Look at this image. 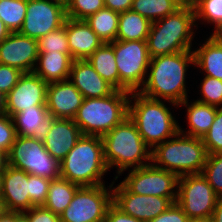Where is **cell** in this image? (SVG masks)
I'll list each match as a JSON object with an SVG mask.
<instances>
[{
  "mask_svg": "<svg viewBox=\"0 0 222 222\" xmlns=\"http://www.w3.org/2000/svg\"><path fill=\"white\" fill-rule=\"evenodd\" d=\"M189 64L194 65L193 51L160 55L150 59V73L139 93L152 99L168 100L179 106L187 99L185 76Z\"/></svg>",
  "mask_w": 222,
  "mask_h": 222,
  "instance_id": "cell-1",
  "label": "cell"
},
{
  "mask_svg": "<svg viewBox=\"0 0 222 222\" xmlns=\"http://www.w3.org/2000/svg\"><path fill=\"white\" fill-rule=\"evenodd\" d=\"M108 170L100 136L82 135L60 162V177L80 187L104 185Z\"/></svg>",
  "mask_w": 222,
  "mask_h": 222,
  "instance_id": "cell-2",
  "label": "cell"
},
{
  "mask_svg": "<svg viewBox=\"0 0 222 222\" xmlns=\"http://www.w3.org/2000/svg\"><path fill=\"white\" fill-rule=\"evenodd\" d=\"M195 22L192 6H181L170 15L152 22L146 39L150 58L191 51Z\"/></svg>",
  "mask_w": 222,
  "mask_h": 222,
  "instance_id": "cell-3",
  "label": "cell"
},
{
  "mask_svg": "<svg viewBox=\"0 0 222 222\" xmlns=\"http://www.w3.org/2000/svg\"><path fill=\"white\" fill-rule=\"evenodd\" d=\"M101 138L108 169L116 165L117 173L121 174L129 167L135 169L150 164L146 161H151V149L129 116Z\"/></svg>",
  "mask_w": 222,
  "mask_h": 222,
  "instance_id": "cell-4",
  "label": "cell"
},
{
  "mask_svg": "<svg viewBox=\"0 0 222 222\" xmlns=\"http://www.w3.org/2000/svg\"><path fill=\"white\" fill-rule=\"evenodd\" d=\"M207 157L208 152L201 138L178 131L174 139L165 140L152 148L150 162L157 168L183 176L201 173Z\"/></svg>",
  "mask_w": 222,
  "mask_h": 222,
  "instance_id": "cell-5",
  "label": "cell"
},
{
  "mask_svg": "<svg viewBox=\"0 0 222 222\" xmlns=\"http://www.w3.org/2000/svg\"><path fill=\"white\" fill-rule=\"evenodd\" d=\"M128 102V116L135 123L144 142L153 148L179 131V125L171 112L160 99L148 98L137 92H131ZM134 98V104L132 100Z\"/></svg>",
  "mask_w": 222,
  "mask_h": 222,
  "instance_id": "cell-6",
  "label": "cell"
},
{
  "mask_svg": "<svg viewBox=\"0 0 222 222\" xmlns=\"http://www.w3.org/2000/svg\"><path fill=\"white\" fill-rule=\"evenodd\" d=\"M131 92L115 90L111 95L100 98H84L74 122L82 135L104 136L128 116Z\"/></svg>",
  "mask_w": 222,
  "mask_h": 222,
  "instance_id": "cell-7",
  "label": "cell"
},
{
  "mask_svg": "<svg viewBox=\"0 0 222 222\" xmlns=\"http://www.w3.org/2000/svg\"><path fill=\"white\" fill-rule=\"evenodd\" d=\"M7 156L8 165L26 173L51 180L60 177V163L46 151L41 136L17 135Z\"/></svg>",
  "mask_w": 222,
  "mask_h": 222,
  "instance_id": "cell-8",
  "label": "cell"
},
{
  "mask_svg": "<svg viewBox=\"0 0 222 222\" xmlns=\"http://www.w3.org/2000/svg\"><path fill=\"white\" fill-rule=\"evenodd\" d=\"M177 188L176 203L188 218L196 222H209L218 195L202 173L179 176Z\"/></svg>",
  "mask_w": 222,
  "mask_h": 222,
  "instance_id": "cell-9",
  "label": "cell"
},
{
  "mask_svg": "<svg viewBox=\"0 0 222 222\" xmlns=\"http://www.w3.org/2000/svg\"><path fill=\"white\" fill-rule=\"evenodd\" d=\"M114 55L119 73V90L137 92L145 82L151 59L146 40H115Z\"/></svg>",
  "mask_w": 222,
  "mask_h": 222,
  "instance_id": "cell-10",
  "label": "cell"
},
{
  "mask_svg": "<svg viewBox=\"0 0 222 222\" xmlns=\"http://www.w3.org/2000/svg\"><path fill=\"white\" fill-rule=\"evenodd\" d=\"M113 203V191L104 185L81 186L69 206L60 215L61 222H105L108 207Z\"/></svg>",
  "mask_w": 222,
  "mask_h": 222,
  "instance_id": "cell-11",
  "label": "cell"
},
{
  "mask_svg": "<svg viewBox=\"0 0 222 222\" xmlns=\"http://www.w3.org/2000/svg\"><path fill=\"white\" fill-rule=\"evenodd\" d=\"M178 180L177 174L149 164L132 168L120 183L131 193L169 198L176 203L177 191L172 189L178 187Z\"/></svg>",
  "mask_w": 222,
  "mask_h": 222,
  "instance_id": "cell-12",
  "label": "cell"
},
{
  "mask_svg": "<svg viewBox=\"0 0 222 222\" xmlns=\"http://www.w3.org/2000/svg\"><path fill=\"white\" fill-rule=\"evenodd\" d=\"M66 6L56 0H27L25 19L19 33L39 39L64 26Z\"/></svg>",
  "mask_w": 222,
  "mask_h": 222,
  "instance_id": "cell-13",
  "label": "cell"
},
{
  "mask_svg": "<svg viewBox=\"0 0 222 222\" xmlns=\"http://www.w3.org/2000/svg\"><path fill=\"white\" fill-rule=\"evenodd\" d=\"M113 191V203L124 213L143 222H150L166 211L174 202L169 198L154 195H138L129 192L121 183Z\"/></svg>",
  "mask_w": 222,
  "mask_h": 222,
  "instance_id": "cell-14",
  "label": "cell"
},
{
  "mask_svg": "<svg viewBox=\"0 0 222 222\" xmlns=\"http://www.w3.org/2000/svg\"><path fill=\"white\" fill-rule=\"evenodd\" d=\"M46 83L34 72L23 73L5 96V114L13 117L31 106H46Z\"/></svg>",
  "mask_w": 222,
  "mask_h": 222,
  "instance_id": "cell-15",
  "label": "cell"
},
{
  "mask_svg": "<svg viewBox=\"0 0 222 222\" xmlns=\"http://www.w3.org/2000/svg\"><path fill=\"white\" fill-rule=\"evenodd\" d=\"M38 56L37 39L19 32H11L0 42V64L17 68L23 73L34 71Z\"/></svg>",
  "mask_w": 222,
  "mask_h": 222,
  "instance_id": "cell-16",
  "label": "cell"
},
{
  "mask_svg": "<svg viewBox=\"0 0 222 222\" xmlns=\"http://www.w3.org/2000/svg\"><path fill=\"white\" fill-rule=\"evenodd\" d=\"M82 136L73 119L52 118L47 121L41 135L46 151L59 163Z\"/></svg>",
  "mask_w": 222,
  "mask_h": 222,
  "instance_id": "cell-17",
  "label": "cell"
},
{
  "mask_svg": "<svg viewBox=\"0 0 222 222\" xmlns=\"http://www.w3.org/2000/svg\"><path fill=\"white\" fill-rule=\"evenodd\" d=\"M83 100V95L69 79L48 84L46 108L49 117L74 119Z\"/></svg>",
  "mask_w": 222,
  "mask_h": 222,
  "instance_id": "cell-18",
  "label": "cell"
},
{
  "mask_svg": "<svg viewBox=\"0 0 222 222\" xmlns=\"http://www.w3.org/2000/svg\"><path fill=\"white\" fill-rule=\"evenodd\" d=\"M30 174L10 165L2 175L1 197L9 211L25 212L33 207L29 197Z\"/></svg>",
  "mask_w": 222,
  "mask_h": 222,
  "instance_id": "cell-19",
  "label": "cell"
},
{
  "mask_svg": "<svg viewBox=\"0 0 222 222\" xmlns=\"http://www.w3.org/2000/svg\"><path fill=\"white\" fill-rule=\"evenodd\" d=\"M69 78L84 98L107 97L116 90L95 71L88 60H73Z\"/></svg>",
  "mask_w": 222,
  "mask_h": 222,
  "instance_id": "cell-20",
  "label": "cell"
},
{
  "mask_svg": "<svg viewBox=\"0 0 222 222\" xmlns=\"http://www.w3.org/2000/svg\"><path fill=\"white\" fill-rule=\"evenodd\" d=\"M66 34L73 60H87L104 43L85 20L67 17Z\"/></svg>",
  "mask_w": 222,
  "mask_h": 222,
  "instance_id": "cell-21",
  "label": "cell"
},
{
  "mask_svg": "<svg viewBox=\"0 0 222 222\" xmlns=\"http://www.w3.org/2000/svg\"><path fill=\"white\" fill-rule=\"evenodd\" d=\"M37 62H39L40 66L36 65L33 72L46 83L69 79L73 63L70 53H61L59 51L39 53Z\"/></svg>",
  "mask_w": 222,
  "mask_h": 222,
  "instance_id": "cell-22",
  "label": "cell"
},
{
  "mask_svg": "<svg viewBox=\"0 0 222 222\" xmlns=\"http://www.w3.org/2000/svg\"><path fill=\"white\" fill-rule=\"evenodd\" d=\"M193 54L195 66L205 70V76L222 80V37L211 35Z\"/></svg>",
  "mask_w": 222,
  "mask_h": 222,
  "instance_id": "cell-23",
  "label": "cell"
},
{
  "mask_svg": "<svg viewBox=\"0 0 222 222\" xmlns=\"http://www.w3.org/2000/svg\"><path fill=\"white\" fill-rule=\"evenodd\" d=\"M183 104L187 107V120L190 129L186 134L183 133V130H181L179 126V132L188 136L202 138L213 124L218 107L197 100L191 103V105H188L187 99L179 105Z\"/></svg>",
  "mask_w": 222,
  "mask_h": 222,
  "instance_id": "cell-24",
  "label": "cell"
},
{
  "mask_svg": "<svg viewBox=\"0 0 222 222\" xmlns=\"http://www.w3.org/2000/svg\"><path fill=\"white\" fill-rule=\"evenodd\" d=\"M12 118L17 135L41 136L50 117L46 106H31Z\"/></svg>",
  "mask_w": 222,
  "mask_h": 222,
  "instance_id": "cell-25",
  "label": "cell"
},
{
  "mask_svg": "<svg viewBox=\"0 0 222 222\" xmlns=\"http://www.w3.org/2000/svg\"><path fill=\"white\" fill-rule=\"evenodd\" d=\"M87 60L104 80L119 90V73L114 55V42L103 43Z\"/></svg>",
  "mask_w": 222,
  "mask_h": 222,
  "instance_id": "cell-26",
  "label": "cell"
},
{
  "mask_svg": "<svg viewBox=\"0 0 222 222\" xmlns=\"http://www.w3.org/2000/svg\"><path fill=\"white\" fill-rule=\"evenodd\" d=\"M151 22L133 10L120 13L116 40L132 41L146 40L150 31Z\"/></svg>",
  "mask_w": 222,
  "mask_h": 222,
  "instance_id": "cell-27",
  "label": "cell"
},
{
  "mask_svg": "<svg viewBox=\"0 0 222 222\" xmlns=\"http://www.w3.org/2000/svg\"><path fill=\"white\" fill-rule=\"evenodd\" d=\"M79 187L62 177L51 180L43 207L60 216L69 206Z\"/></svg>",
  "mask_w": 222,
  "mask_h": 222,
  "instance_id": "cell-28",
  "label": "cell"
},
{
  "mask_svg": "<svg viewBox=\"0 0 222 222\" xmlns=\"http://www.w3.org/2000/svg\"><path fill=\"white\" fill-rule=\"evenodd\" d=\"M119 15L118 12L103 8L87 17L85 21L104 43H111L116 40Z\"/></svg>",
  "mask_w": 222,
  "mask_h": 222,
  "instance_id": "cell-29",
  "label": "cell"
},
{
  "mask_svg": "<svg viewBox=\"0 0 222 222\" xmlns=\"http://www.w3.org/2000/svg\"><path fill=\"white\" fill-rule=\"evenodd\" d=\"M181 6L176 0H133L131 10L152 23L170 15Z\"/></svg>",
  "mask_w": 222,
  "mask_h": 222,
  "instance_id": "cell-30",
  "label": "cell"
},
{
  "mask_svg": "<svg viewBox=\"0 0 222 222\" xmlns=\"http://www.w3.org/2000/svg\"><path fill=\"white\" fill-rule=\"evenodd\" d=\"M27 9V0H0V19L10 32H19Z\"/></svg>",
  "mask_w": 222,
  "mask_h": 222,
  "instance_id": "cell-31",
  "label": "cell"
},
{
  "mask_svg": "<svg viewBox=\"0 0 222 222\" xmlns=\"http://www.w3.org/2000/svg\"><path fill=\"white\" fill-rule=\"evenodd\" d=\"M37 41L39 53L56 51L61 53H70L66 34V20L64 26L53 32H49L46 36L40 37Z\"/></svg>",
  "mask_w": 222,
  "mask_h": 222,
  "instance_id": "cell-32",
  "label": "cell"
},
{
  "mask_svg": "<svg viewBox=\"0 0 222 222\" xmlns=\"http://www.w3.org/2000/svg\"><path fill=\"white\" fill-rule=\"evenodd\" d=\"M202 175L218 196H222V153L208 154Z\"/></svg>",
  "mask_w": 222,
  "mask_h": 222,
  "instance_id": "cell-33",
  "label": "cell"
},
{
  "mask_svg": "<svg viewBox=\"0 0 222 222\" xmlns=\"http://www.w3.org/2000/svg\"><path fill=\"white\" fill-rule=\"evenodd\" d=\"M103 8L104 0H70L66 5V14L71 19L85 20Z\"/></svg>",
  "mask_w": 222,
  "mask_h": 222,
  "instance_id": "cell-34",
  "label": "cell"
},
{
  "mask_svg": "<svg viewBox=\"0 0 222 222\" xmlns=\"http://www.w3.org/2000/svg\"><path fill=\"white\" fill-rule=\"evenodd\" d=\"M193 8L195 20L205 19L207 23L215 24V27L222 21V0H198Z\"/></svg>",
  "mask_w": 222,
  "mask_h": 222,
  "instance_id": "cell-35",
  "label": "cell"
},
{
  "mask_svg": "<svg viewBox=\"0 0 222 222\" xmlns=\"http://www.w3.org/2000/svg\"><path fill=\"white\" fill-rule=\"evenodd\" d=\"M201 139L208 154L222 153V107H218L213 124Z\"/></svg>",
  "mask_w": 222,
  "mask_h": 222,
  "instance_id": "cell-36",
  "label": "cell"
},
{
  "mask_svg": "<svg viewBox=\"0 0 222 222\" xmlns=\"http://www.w3.org/2000/svg\"><path fill=\"white\" fill-rule=\"evenodd\" d=\"M203 99L197 101L218 107L222 104V80L205 76L201 83Z\"/></svg>",
  "mask_w": 222,
  "mask_h": 222,
  "instance_id": "cell-37",
  "label": "cell"
},
{
  "mask_svg": "<svg viewBox=\"0 0 222 222\" xmlns=\"http://www.w3.org/2000/svg\"><path fill=\"white\" fill-rule=\"evenodd\" d=\"M51 179L30 174V202L33 206H43Z\"/></svg>",
  "mask_w": 222,
  "mask_h": 222,
  "instance_id": "cell-38",
  "label": "cell"
},
{
  "mask_svg": "<svg viewBox=\"0 0 222 222\" xmlns=\"http://www.w3.org/2000/svg\"><path fill=\"white\" fill-rule=\"evenodd\" d=\"M17 137L13 118L7 114L0 115V149L9 152Z\"/></svg>",
  "mask_w": 222,
  "mask_h": 222,
  "instance_id": "cell-39",
  "label": "cell"
},
{
  "mask_svg": "<svg viewBox=\"0 0 222 222\" xmlns=\"http://www.w3.org/2000/svg\"><path fill=\"white\" fill-rule=\"evenodd\" d=\"M22 74L23 72L17 68L0 64V92L6 96L17 84Z\"/></svg>",
  "mask_w": 222,
  "mask_h": 222,
  "instance_id": "cell-40",
  "label": "cell"
},
{
  "mask_svg": "<svg viewBox=\"0 0 222 222\" xmlns=\"http://www.w3.org/2000/svg\"><path fill=\"white\" fill-rule=\"evenodd\" d=\"M150 222H192L183 209L173 203L166 211L152 219Z\"/></svg>",
  "mask_w": 222,
  "mask_h": 222,
  "instance_id": "cell-41",
  "label": "cell"
},
{
  "mask_svg": "<svg viewBox=\"0 0 222 222\" xmlns=\"http://www.w3.org/2000/svg\"><path fill=\"white\" fill-rule=\"evenodd\" d=\"M24 213L28 216L29 222H61L60 216L43 206H33Z\"/></svg>",
  "mask_w": 222,
  "mask_h": 222,
  "instance_id": "cell-42",
  "label": "cell"
},
{
  "mask_svg": "<svg viewBox=\"0 0 222 222\" xmlns=\"http://www.w3.org/2000/svg\"><path fill=\"white\" fill-rule=\"evenodd\" d=\"M105 222H143L136 219L126 213H124L120 208H118L114 203H112L106 212Z\"/></svg>",
  "mask_w": 222,
  "mask_h": 222,
  "instance_id": "cell-43",
  "label": "cell"
},
{
  "mask_svg": "<svg viewBox=\"0 0 222 222\" xmlns=\"http://www.w3.org/2000/svg\"><path fill=\"white\" fill-rule=\"evenodd\" d=\"M133 0H104L105 8L122 13L131 9Z\"/></svg>",
  "mask_w": 222,
  "mask_h": 222,
  "instance_id": "cell-44",
  "label": "cell"
},
{
  "mask_svg": "<svg viewBox=\"0 0 222 222\" xmlns=\"http://www.w3.org/2000/svg\"><path fill=\"white\" fill-rule=\"evenodd\" d=\"M209 222H222V196H218L216 206Z\"/></svg>",
  "mask_w": 222,
  "mask_h": 222,
  "instance_id": "cell-45",
  "label": "cell"
},
{
  "mask_svg": "<svg viewBox=\"0 0 222 222\" xmlns=\"http://www.w3.org/2000/svg\"><path fill=\"white\" fill-rule=\"evenodd\" d=\"M8 166L7 152L0 149V172H4Z\"/></svg>",
  "mask_w": 222,
  "mask_h": 222,
  "instance_id": "cell-46",
  "label": "cell"
},
{
  "mask_svg": "<svg viewBox=\"0 0 222 222\" xmlns=\"http://www.w3.org/2000/svg\"><path fill=\"white\" fill-rule=\"evenodd\" d=\"M10 30L5 26L4 22L0 19V42L3 41L9 34Z\"/></svg>",
  "mask_w": 222,
  "mask_h": 222,
  "instance_id": "cell-47",
  "label": "cell"
},
{
  "mask_svg": "<svg viewBox=\"0 0 222 222\" xmlns=\"http://www.w3.org/2000/svg\"><path fill=\"white\" fill-rule=\"evenodd\" d=\"M0 222H15V212L8 211L0 218Z\"/></svg>",
  "mask_w": 222,
  "mask_h": 222,
  "instance_id": "cell-48",
  "label": "cell"
},
{
  "mask_svg": "<svg viewBox=\"0 0 222 222\" xmlns=\"http://www.w3.org/2000/svg\"><path fill=\"white\" fill-rule=\"evenodd\" d=\"M15 222H29L28 216L24 212H15Z\"/></svg>",
  "mask_w": 222,
  "mask_h": 222,
  "instance_id": "cell-49",
  "label": "cell"
},
{
  "mask_svg": "<svg viewBox=\"0 0 222 222\" xmlns=\"http://www.w3.org/2000/svg\"><path fill=\"white\" fill-rule=\"evenodd\" d=\"M8 208L7 205L5 203V201L2 199V197L0 196V218L5 215L8 212Z\"/></svg>",
  "mask_w": 222,
  "mask_h": 222,
  "instance_id": "cell-50",
  "label": "cell"
},
{
  "mask_svg": "<svg viewBox=\"0 0 222 222\" xmlns=\"http://www.w3.org/2000/svg\"><path fill=\"white\" fill-rule=\"evenodd\" d=\"M5 114V95L0 92V115Z\"/></svg>",
  "mask_w": 222,
  "mask_h": 222,
  "instance_id": "cell-51",
  "label": "cell"
},
{
  "mask_svg": "<svg viewBox=\"0 0 222 222\" xmlns=\"http://www.w3.org/2000/svg\"><path fill=\"white\" fill-rule=\"evenodd\" d=\"M212 36L222 37V21L215 27V31Z\"/></svg>",
  "mask_w": 222,
  "mask_h": 222,
  "instance_id": "cell-52",
  "label": "cell"
},
{
  "mask_svg": "<svg viewBox=\"0 0 222 222\" xmlns=\"http://www.w3.org/2000/svg\"><path fill=\"white\" fill-rule=\"evenodd\" d=\"M182 6H192L194 5V0H176Z\"/></svg>",
  "mask_w": 222,
  "mask_h": 222,
  "instance_id": "cell-53",
  "label": "cell"
},
{
  "mask_svg": "<svg viewBox=\"0 0 222 222\" xmlns=\"http://www.w3.org/2000/svg\"><path fill=\"white\" fill-rule=\"evenodd\" d=\"M2 175H3V172H0V196L2 193Z\"/></svg>",
  "mask_w": 222,
  "mask_h": 222,
  "instance_id": "cell-54",
  "label": "cell"
},
{
  "mask_svg": "<svg viewBox=\"0 0 222 222\" xmlns=\"http://www.w3.org/2000/svg\"><path fill=\"white\" fill-rule=\"evenodd\" d=\"M56 1H59L66 6L70 0H56Z\"/></svg>",
  "mask_w": 222,
  "mask_h": 222,
  "instance_id": "cell-55",
  "label": "cell"
}]
</instances>
